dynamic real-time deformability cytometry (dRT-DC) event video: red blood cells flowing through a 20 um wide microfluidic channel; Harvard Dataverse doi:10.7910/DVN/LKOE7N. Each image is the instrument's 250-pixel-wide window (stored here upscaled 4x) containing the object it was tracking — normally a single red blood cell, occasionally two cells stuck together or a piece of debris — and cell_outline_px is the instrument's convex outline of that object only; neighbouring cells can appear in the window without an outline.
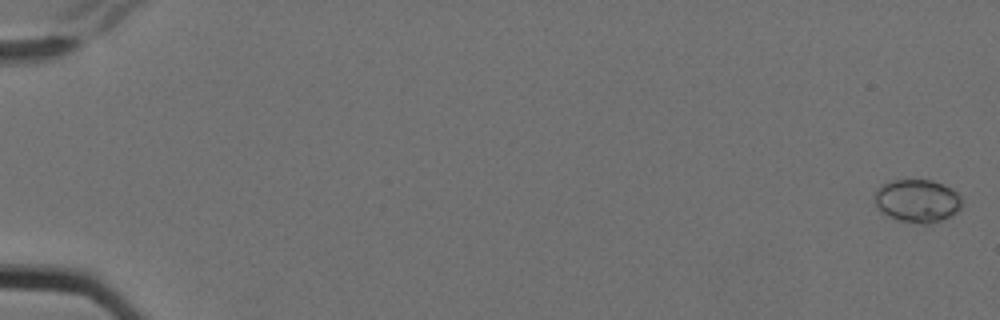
{"species": "Egyptian fruit bat (a non-hibernating species)", "species_latin": "Rousettus aegyptiacus", "temperature_condition": "cold", "stored_images_in_passage": 8, "camera_frame_rate_fps": 3000, "um_per_image_px": 0.085, "animal": {"sex": "female"}, "frame": {"image": 1, "passage_image": 1, "time_ms": 0.0, "image_size_px": [1000, 320], "cell_outline_px": [[964, 200], [960, 208], [956, 212], [932, 224], [920, 224], [900, 220], [888, 216], [876, 204], [876, 192], [880, 184], [892, 180], [932, 180], [956, 192]], "centroid_in_image_um": [77.99, 17.07], "position_along_channel_um": 7.0, "area_um2": 21.56}}
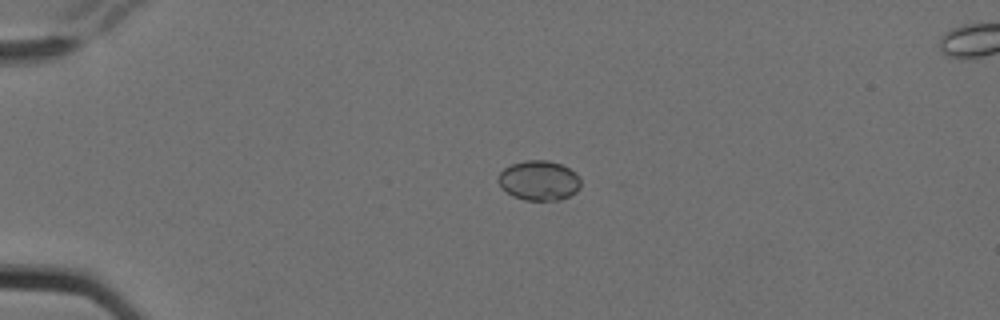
{"frame": {"image": 2, "passage_image": 5, "time_ms": 1.333, "image_size_px": [1000, 320], "cell_outline_px": [[580, 188], [576, 192], [560, 200], [524, 200], [512, 196], [500, 188], [496, 180], [500, 172], [504, 168], [512, 164], [524, 160], [548, 160], [560, 164], [576, 172], [580, 176]], "centroid_in_image_um": [45.79, 15.34], "position_along_channel_um": 39.2, "area_um2": 19.42}}